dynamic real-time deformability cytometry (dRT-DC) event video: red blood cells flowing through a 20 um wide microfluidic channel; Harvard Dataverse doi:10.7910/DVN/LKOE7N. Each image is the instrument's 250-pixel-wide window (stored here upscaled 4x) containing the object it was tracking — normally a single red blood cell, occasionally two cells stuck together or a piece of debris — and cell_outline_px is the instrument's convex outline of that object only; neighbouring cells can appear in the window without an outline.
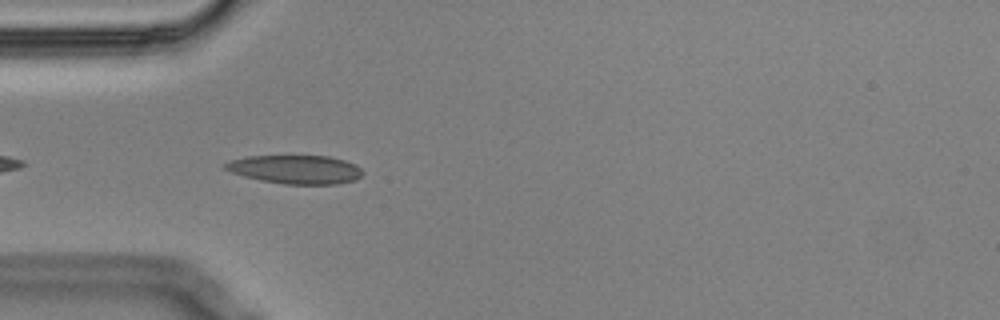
{"species": "Egyptian fruit bat (a non-hibernating species)", "species_latin": "Rousettus aegyptiacus", "temperature_condition": "cold", "stored_images_in_passage": 6, "camera_frame_rate_fps": 3000, "um_per_image_px": 0.085, "animal": {"sex": "male"}, "frame": {"image": 1, "passage_image": 3, "time_ms": 0.667, "image_size_px": [1000, 320], "cell_outline_px": [[364, 172], [356, 180], [336, 184], [284, 184], [260, 180], [244, 176], [232, 172], [224, 168], [224, 164], [228, 160], [248, 156], [328, 156], [344, 160], [356, 164]], "centroid_in_image_um": [25.13, 14.4], "position_along_channel_um": 59.9, "area_um2": 22.95}}